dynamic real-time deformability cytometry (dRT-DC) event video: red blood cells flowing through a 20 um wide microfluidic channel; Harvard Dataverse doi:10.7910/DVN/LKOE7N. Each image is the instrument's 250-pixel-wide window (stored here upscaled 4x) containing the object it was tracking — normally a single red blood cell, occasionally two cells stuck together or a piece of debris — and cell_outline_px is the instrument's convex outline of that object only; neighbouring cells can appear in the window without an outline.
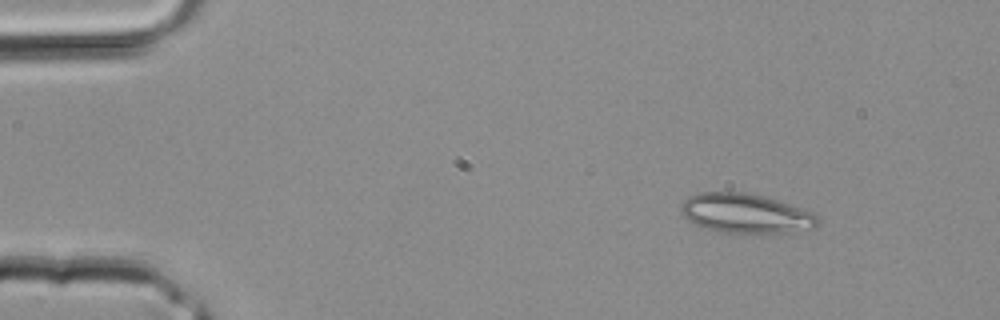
{"species": "common noctule bat (a hibernating species)", "species_latin": "Nyctalus noctula", "temperature_condition": "room temperature", "stored_images_in_passage": 2, "camera_frame_rate_fps": 3000, "um_per_image_px": 0.085, "animal": {"sex": "male", "body_mass_g": 20.4}, "frame": {"image": 1, "passage_image": 1, "time_ms": 0.0, "image_size_px": [1000, 320], "cell_outline_px": [[820, 220], [816, 228], [792, 232], [724, 232], [708, 228], [696, 224], [688, 220], [680, 212], [680, 204], [688, 196], [700, 192], [748, 192], [764, 196], [812, 212]], "centroid_in_image_um": [63.37, 18.12], "position_along_channel_um": 21.6, "area_um2": 31.21}}